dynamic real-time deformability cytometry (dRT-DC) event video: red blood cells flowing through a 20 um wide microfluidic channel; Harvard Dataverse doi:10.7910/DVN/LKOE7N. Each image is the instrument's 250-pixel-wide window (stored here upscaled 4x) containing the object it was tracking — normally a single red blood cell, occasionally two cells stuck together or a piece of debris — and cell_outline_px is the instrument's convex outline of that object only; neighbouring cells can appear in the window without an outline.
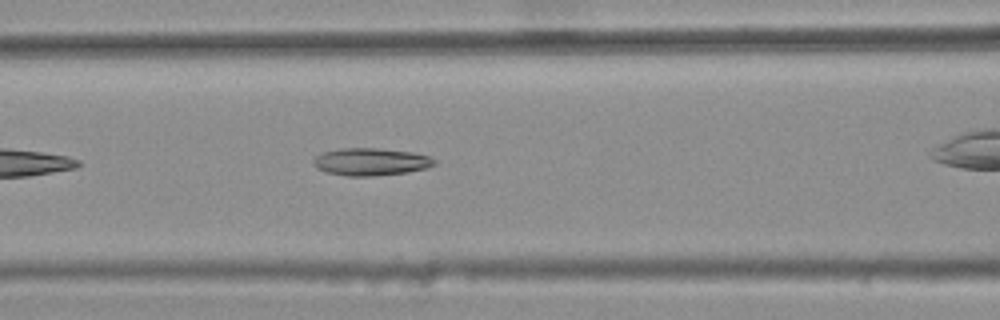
{"species": "common noctule bat (a hibernating species)", "species_latin": "Nyctalus noctula", "temperature_condition": "warm", "stored_images_in_passage": 6, "camera_frame_rate_fps": 3000, "um_per_image_px": 0.085, "animal": {"sex": "female", "body_mass_g": 25.1}, "frame": {"image": 1, "passage_image": 5, "time_ms": 1.333, "image_size_px": [1000, 320], "cell_outline_px": [[436, 164], [428, 168], [408, 172], [372, 176], [344, 176], [324, 172], [316, 168], [312, 164], [312, 160], [320, 152], [340, 148], [376, 148], [412, 152], [428, 156], [436, 160]], "centroid_in_image_um": [31.47, 13.75], "position_along_channel_um": 135.1, "area_um2": 19.65}}